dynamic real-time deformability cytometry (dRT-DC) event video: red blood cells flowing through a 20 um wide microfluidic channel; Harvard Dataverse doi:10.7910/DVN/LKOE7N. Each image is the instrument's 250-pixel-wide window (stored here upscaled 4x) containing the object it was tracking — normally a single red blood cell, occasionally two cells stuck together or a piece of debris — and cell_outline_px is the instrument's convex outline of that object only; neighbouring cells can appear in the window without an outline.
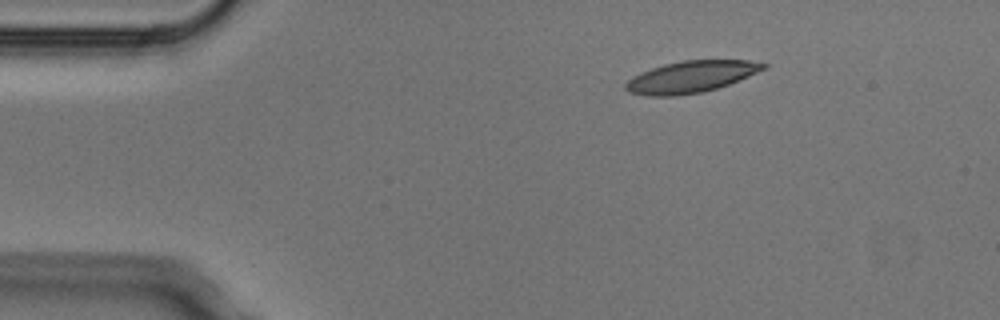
{"species": "Egyptian fruit bat (a non-hibernating species)", "species_latin": "Rousettus aegyptiacus", "temperature_condition": "cold", "stored_images_in_passage": 3, "camera_frame_rate_fps": 3000, "um_per_image_px": 0.085, "animal": {"sex": "male"}, "frame": {"image": 1, "passage_image": 1, "time_ms": 0.0, "image_size_px": [1000, 320], "cell_outline_px": [[768, 68], [728, 84], [704, 92], [676, 96], [648, 96], [628, 92], [624, 88], [624, 84], [632, 76], [640, 72], [664, 64], [684, 60], [748, 60], [768, 64]], "centroid_in_image_um": [58.71, 6.53], "position_along_channel_um": 26.3, "area_um2": 25.49}}
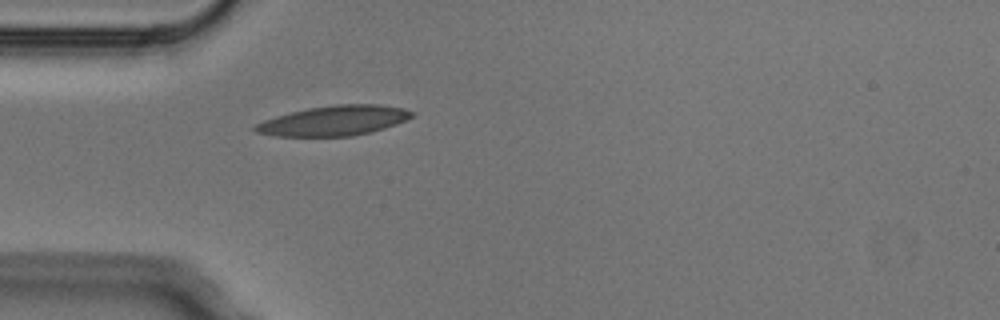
{"frame": {"image": 2, "passage_image": 3, "time_ms": 0.667, "image_size_px": [1000, 320], "cell_outline_px": [[416, 112], [412, 116], [396, 124], [372, 132], [352, 136], [276, 136], [256, 132], [252, 128], [256, 124], [264, 120], [276, 116], [308, 108], [336, 104], [380, 104], [404, 108]], "centroid_in_image_um": [28.41, 10.25], "position_along_channel_um": 56.6, "area_um2": 27.28}}